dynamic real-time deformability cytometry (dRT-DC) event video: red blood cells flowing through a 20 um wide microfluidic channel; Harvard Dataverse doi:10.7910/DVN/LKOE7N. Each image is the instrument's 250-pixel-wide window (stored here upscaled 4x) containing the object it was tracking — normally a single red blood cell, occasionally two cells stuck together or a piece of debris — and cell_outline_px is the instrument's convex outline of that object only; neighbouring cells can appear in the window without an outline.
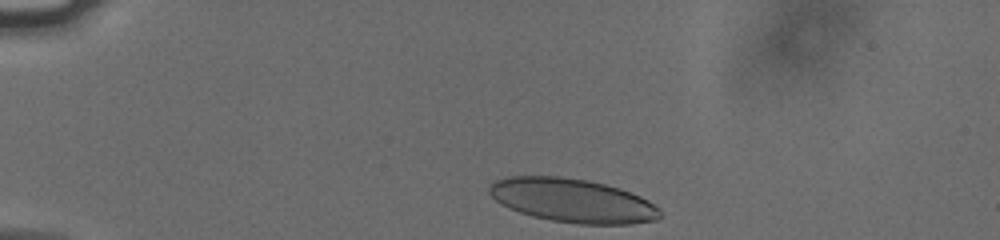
{"species": "human", "species_latin": "Homo sapiens", "temperature_condition": "cold", "stored_images_in_passage": 35, "camera_frame_rate_fps": 3000, "um_per_image_px": 0.085, "donor": {"sex": "male"}, "frame": {"image": 1, "passage_image": 1, "time_ms": 0.0, "image_size_px": [1000, 240], "cell_outline_px": [[660, 216], [656, 220], [628, 224], [576, 224], [552, 220], [532, 216], [508, 208], [500, 204], [488, 192], [488, 184], [496, 180], [508, 176], [560, 176], [588, 180], [620, 188], [640, 196], [648, 200], [660, 208]], "centroid_in_image_um": [48.64, 17.04], "position_along_channel_um": 36.4, "area_um2": 43.7}}
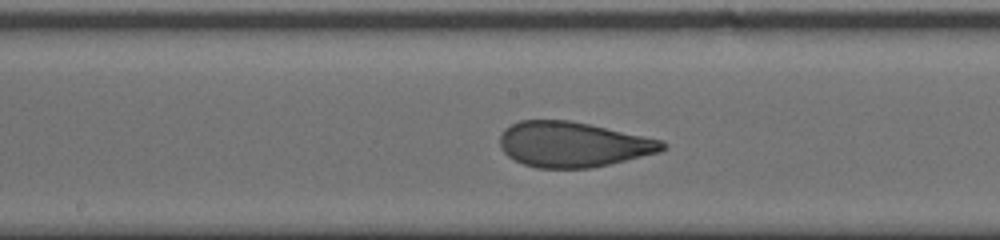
{"frame": {"image": 2, "passage_image": 19, "time_ms": 6.0, "image_size_px": [1000, 240], "cell_outline_px": [[668, 148], [660, 152], [608, 164], [588, 168], [536, 168], [524, 164], [508, 156], [500, 148], [500, 136], [504, 128], [520, 120], [568, 120], [588, 124], [664, 140], [668, 144]], "centroid_in_image_um": [48.71, 12.27], "position_along_channel_um": 199.5, "area_um2": 42.83}}
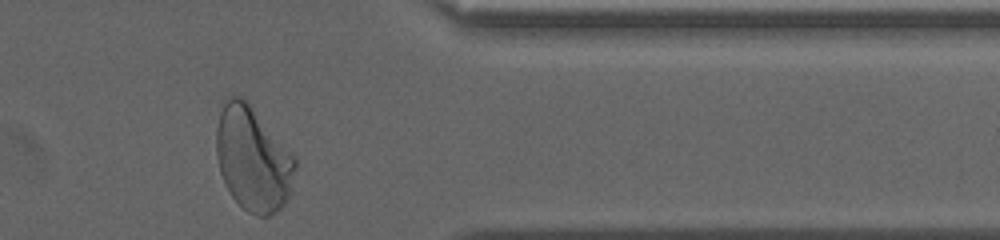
{"frame": {"image": 3, "passage_image": 35, "time_ms": 11.333, "image_size_px": [1000, 240], "cell_outline_px": [[296, 168], [292, 192], [284, 204], [276, 212], [268, 216], [256, 216], [248, 212], [232, 196], [220, 172], [216, 156], [216, 128], [220, 112], [224, 104], [232, 96], [240, 96], [248, 104], [296, 160]], "centroid_in_image_um": [21.49, 13.58], "position_along_channel_um": 389.9, "area_um2": 46.93}, "authors_computed_cell_mechanics": {"area_um2": 43.2922, "velocity_mm_per_s": 3.7687, "shape_relaxation_time_tau1_ms": 5.3624, "shape_relaxation_time_tau2_ms": 0.827, "deformation_change_tau1": 0.1937, "deformation_change_tau2": 0.0534}}